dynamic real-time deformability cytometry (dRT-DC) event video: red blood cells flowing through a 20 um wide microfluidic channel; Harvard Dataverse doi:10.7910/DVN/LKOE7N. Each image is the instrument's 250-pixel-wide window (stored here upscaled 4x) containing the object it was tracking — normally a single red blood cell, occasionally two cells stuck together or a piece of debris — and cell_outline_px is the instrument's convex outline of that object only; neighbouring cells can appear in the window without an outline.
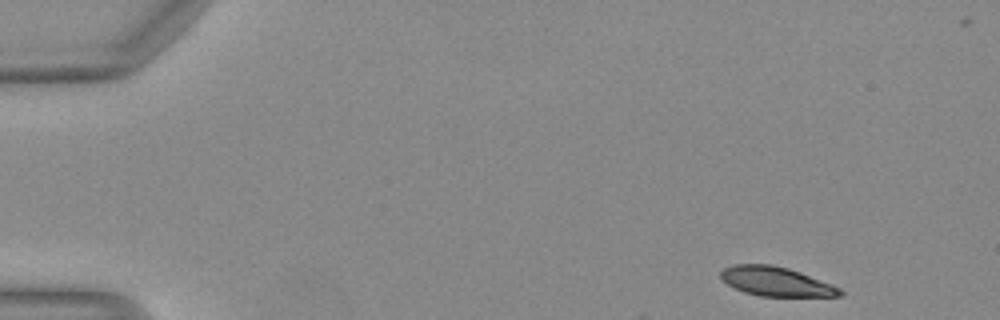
{"species": "Egyptian fruit bat (a non-hibernating species)", "species_latin": "Rousettus aegyptiacus", "temperature_condition": "warm", "stored_images_in_passage": 47, "camera_frame_rate_fps": 3000, "um_per_image_px": 0.085, "animal": {"sex": "female"}, "frame": {"image": 1, "passage_image": 1, "time_ms": 0.0, "image_size_px": [1000, 320], "cell_outline_px": [[844, 296], [760, 296], [744, 292], [728, 284], [720, 276], [720, 272], [724, 268], [732, 264], [772, 264], [788, 268], [800, 272], [832, 284], [840, 288], [844, 292]], "centroid_in_image_um": [65.98, 23.92], "position_along_channel_um": 19.0, "area_um2": 20.29}}
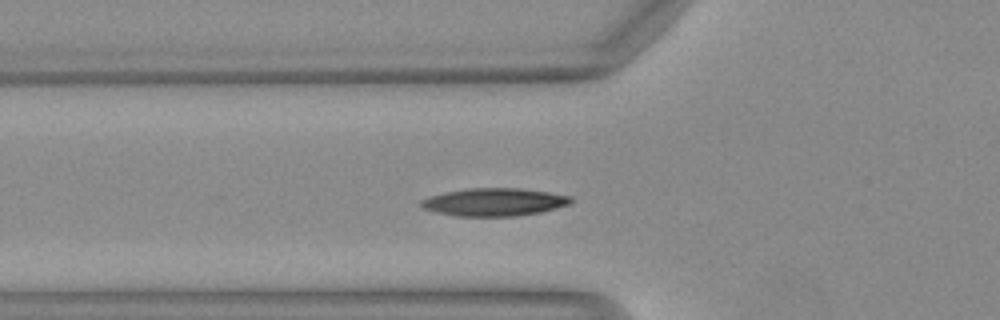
{"frame": {"image": 2, "passage_image": 14, "time_ms": 4.333, "image_size_px": [1000, 320], "cell_outline_px": [[572, 204], [540, 212], [516, 216], [456, 216], [436, 212], [424, 208], [420, 204], [420, 200], [428, 196], [444, 192], [468, 188], [520, 188], [548, 192], [572, 196]], "centroid_in_image_um": [42.01, 17.17], "position_along_channel_um": 83.8, "area_um2": 24.39}}
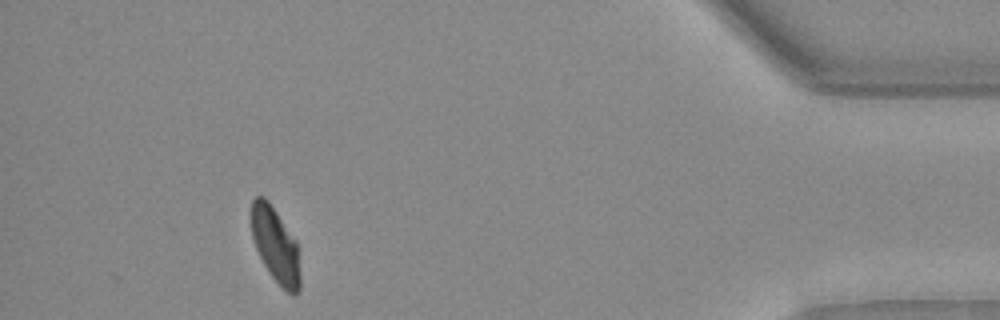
{"frame": {"image": 3, "passage_image": 42, "time_ms": 13.667, "image_size_px": [1000, 320], "cell_outline_px": [[300, 288], [296, 296], [292, 296], [272, 276], [264, 264], [256, 248], [252, 236], [252, 200], [256, 196], [264, 196], [268, 200], [296, 240], [300, 272]], "centroid_in_image_um": [23.43, 20.84], "position_along_channel_um": 411.8, "area_um2": 21.04}, "authors_computed_cell_mechanics": {"area_um2": 22.3686, "velocity_mm_per_s": 4.1061, "shape_relaxation_time_tau1_ms": 8.3657, "shape_relaxation_time_tau2_ms": 2.8048, "deformation_change_tau1": 0.2334, "deformation_change_tau2": 0.0672}}